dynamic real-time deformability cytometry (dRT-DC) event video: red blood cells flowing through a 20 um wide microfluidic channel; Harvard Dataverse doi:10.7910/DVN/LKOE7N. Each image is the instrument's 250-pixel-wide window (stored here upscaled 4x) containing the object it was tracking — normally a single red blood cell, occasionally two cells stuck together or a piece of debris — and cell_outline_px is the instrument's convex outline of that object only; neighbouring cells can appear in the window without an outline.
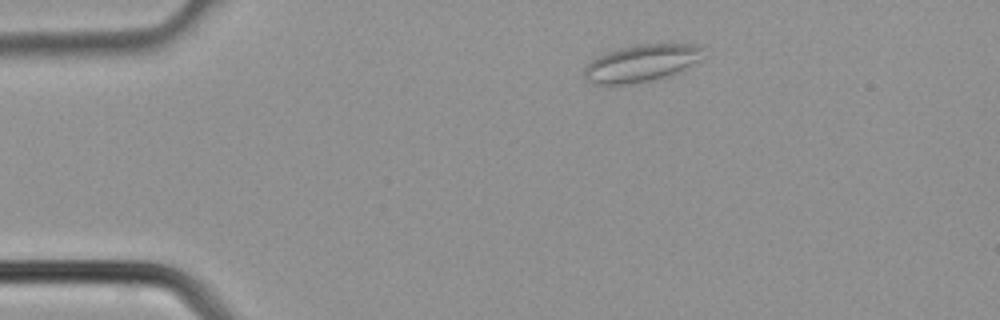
{"species": "common noctule bat (a hibernating species)", "species_latin": "Nyctalus noctula", "temperature_condition": "cold", "stored_images_in_passage": 3, "camera_frame_rate_fps": 3000, "um_per_image_px": 0.085, "animal": {"sex": "male", "body_mass_g": 21.5, "forearm_length_mm": 52.0}, "frame": {"image": 1, "passage_image": 1, "time_ms": 0.0, "image_size_px": [1000, 320], "cell_outline_px": [[704, 48], [700, 60], [680, 72], [672, 76], [636, 84], [596, 84], [584, 80], [584, 68], [596, 56], [608, 52], [640, 44], [696, 44]], "centroid_in_image_um": [54.54, 5.39], "position_along_channel_um": 30.5, "area_um2": 25.95}}